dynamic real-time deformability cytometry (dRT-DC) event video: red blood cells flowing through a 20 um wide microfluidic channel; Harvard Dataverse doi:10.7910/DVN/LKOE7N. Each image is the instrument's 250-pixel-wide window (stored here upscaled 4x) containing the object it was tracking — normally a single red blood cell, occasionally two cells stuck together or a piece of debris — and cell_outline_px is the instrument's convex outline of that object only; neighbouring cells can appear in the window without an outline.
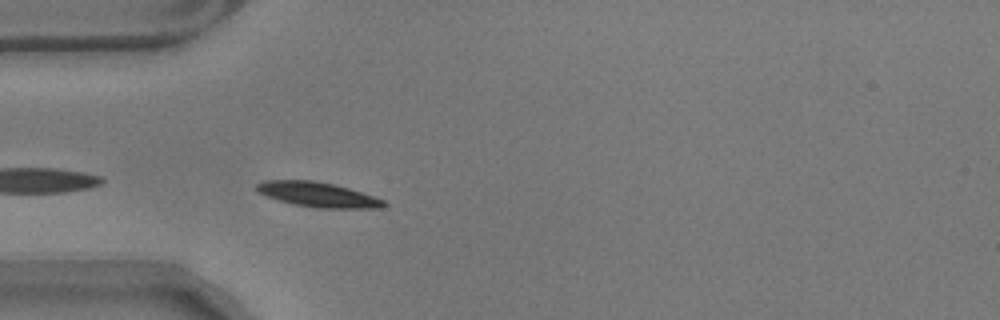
{"species": "common noctule bat (a hibernating species)", "species_latin": "Nyctalus noctula", "temperature_condition": "warm", "stored_images_in_passage": 31, "camera_frame_rate_fps": 3000, "um_per_image_px": 0.085, "animal": {"sex": "male", "body_mass_g": 17.9}, "frame": {"image": 1, "passage_image": 2, "time_ms": 0.333, "image_size_px": [1000, 320], "cell_outline_px": [[388, 204], [380, 208], [316, 208], [292, 204], [256, 192], [256, 184], [264, 180], [312, 180], [332, 184], [348, 188], [384, 200]], "centroid_in_image_um": [26.99, 16.54], "position_along_channel_um": 58.0, "area_um2": 18.26}}
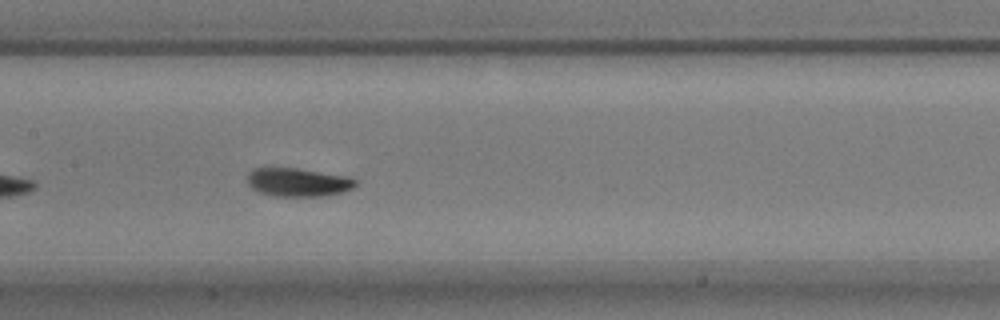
{"frame": {"image": 2, "passage_image": 13, "time_ms": 4.0, "image_size_px": [1000, 320], "cell_outline_px": [[360, 180], [352, 188], [340, 192], [320, 196], [272, 196], [260, 192], [252, 188], [248, 184], [248, 172], [252, 168], [264, 164], [296, 168], [348, 176]], "centroid_in_image_um": [25.25, 15.44], "position_along_channel_um": 182.2, "area_um2": 18.55}}
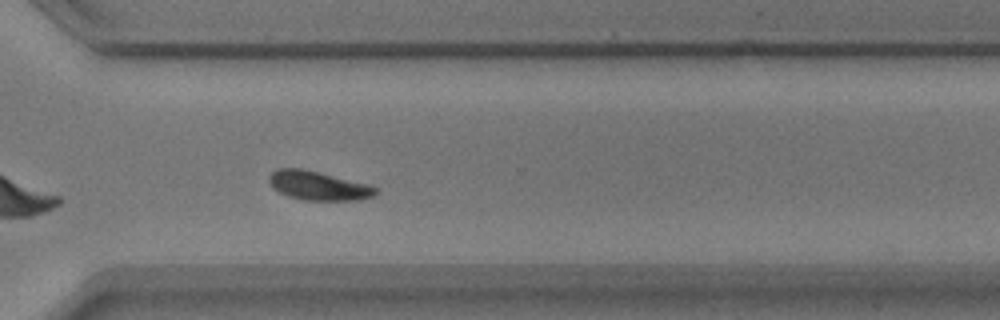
{"frame": {"image": 3, "passage_image": 27, "time_ms": 8.667, "image_size_px": [1000, 320], "cell_outline_px": [[376, 192], [372, 196], [356, 200], [304, 200], [288, 196], [280, 192], [268, 180], [268, 176], [276, 168], [300, 168], [368, 184], [376, 188]], "centroid_in_image_um": [27.02, 15.78], "position_along_channel_um": 343.6, "area_um2": 17.57}, "authors_computed_cell_mechanics": {"area_um2": 17.918, "velocity_mm_per_s": 3.4629, "shape_relaxation_time_tau1_ms": 1.7744, "shape_relaxation_time_tau2_ms": null, "deformation_change_tau1": 0.0966, "deformation_change_tau2": null}}